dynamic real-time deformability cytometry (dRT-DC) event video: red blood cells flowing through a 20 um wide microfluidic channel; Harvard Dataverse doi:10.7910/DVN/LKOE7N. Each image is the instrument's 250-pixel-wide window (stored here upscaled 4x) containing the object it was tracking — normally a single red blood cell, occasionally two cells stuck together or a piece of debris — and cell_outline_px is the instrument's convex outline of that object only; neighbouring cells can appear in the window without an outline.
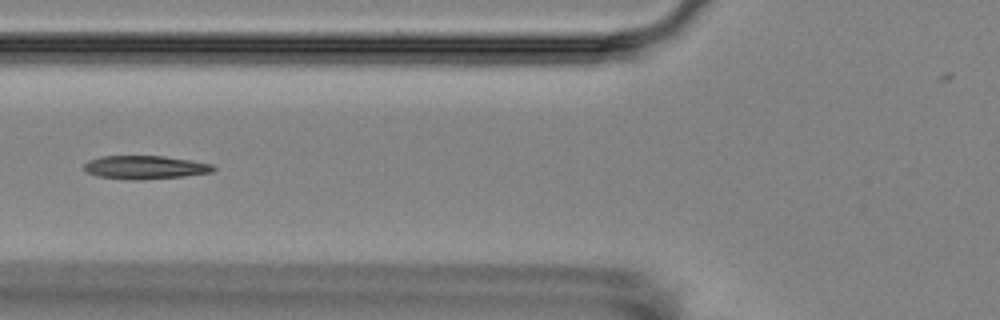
{"species": "Egyptian fruit bat (a non-hibernating species)", "species_latin": "Rousettus aegyptiacus", "temperature_condition": "room temperature", "stored_images_in_passage": 6, "camera_frame_rate_fps": 3000, "um_per_image_px": 0.085, "animal": {"sex": "female"}, "frame": {"image": 1, "passage_image": 6, "time_ms": 6.667, "image_size_px": [1000, 320], "cell_outline_px": [[216, 168], [212, 172], [184, 176], [140, 180], [128, 180], [96, 176], [88, 172], [84, 168], [84, 164], [88, 160], [100, 156], [164, 156], [212, 164]], "centroid_in_image_um": [12.3, 14.23], "position_along_channel_um": 113.5, "area_um2": 17.63}}